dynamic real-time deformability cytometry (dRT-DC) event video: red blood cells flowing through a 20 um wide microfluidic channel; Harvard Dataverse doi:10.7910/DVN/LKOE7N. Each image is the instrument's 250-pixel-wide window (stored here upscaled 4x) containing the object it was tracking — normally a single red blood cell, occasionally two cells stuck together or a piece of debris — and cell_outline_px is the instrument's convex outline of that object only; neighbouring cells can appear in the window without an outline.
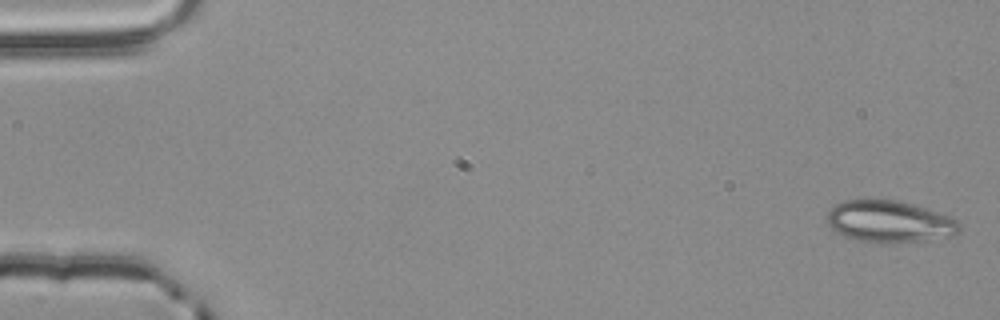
{"species": "common noctule bat (a hibernating species)", "species_latin": "Nyctalus noctula", "temperature_condition": "room temperature", "stored_images_in_passage": 6, "camera_frame_rate_fps": 3000, "um_per_image_px": 0.085, "animal": {"sex": "male", "body_mass_g": 20.4}, "frame": {"image": 1, "passage_image": 1, "time_ms": 0.0, "image_size_px": [1000, 320], "cell_outline_px": [[960, 232], [952, 236], [924, 240], [856, 240], [844, 236], [836, 232], [828, 224], [828, 212], [836, 204], [844, 200], [896, 200], [912, 204], [948, 216], [956, 220], [960, 224]], "centroid_in_image_um": [75.6, 18.8], "position_along_channel_um": 9.4, "area_um2": 31.1}}